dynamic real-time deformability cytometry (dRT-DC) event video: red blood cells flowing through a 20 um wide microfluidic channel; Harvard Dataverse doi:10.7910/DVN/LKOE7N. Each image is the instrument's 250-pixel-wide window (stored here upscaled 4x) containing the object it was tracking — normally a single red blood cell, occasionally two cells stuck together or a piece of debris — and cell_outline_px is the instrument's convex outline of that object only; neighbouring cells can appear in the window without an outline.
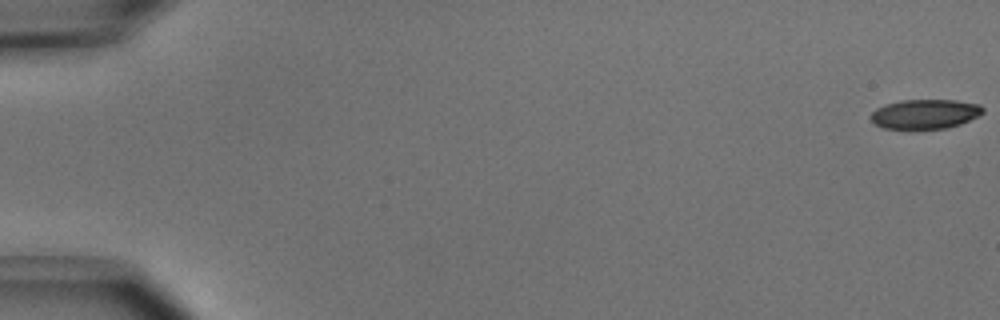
{"species": "common noctule bat (a hibernating species)", "species_latin": "Nyctalus noctula", "temperature_condition": "cold", "stored_images_in_passage": 53, "camera_frame_rate_fps": 3000, "um_per_image_px": 0.085, "animal": {"sex": "male", "body_mass_g": 15.6}, "frame": {"image": 1, "passage_image": 1, "time_ms": 0.0, "image_size_px": [1000, 320], "cell_outline_px": [[984, 112], [980, 116], [960, 124], [948, 128], [884, 128], [876, 124], [868, 116], [876, 108], [884, 104], [900, 100], [956, 100], [980, 104], [984, 108]], "centroid_in_image_um": [78.65, 9.67], "position_along_channel_um": 6.3, "area_um2": 19.36}}
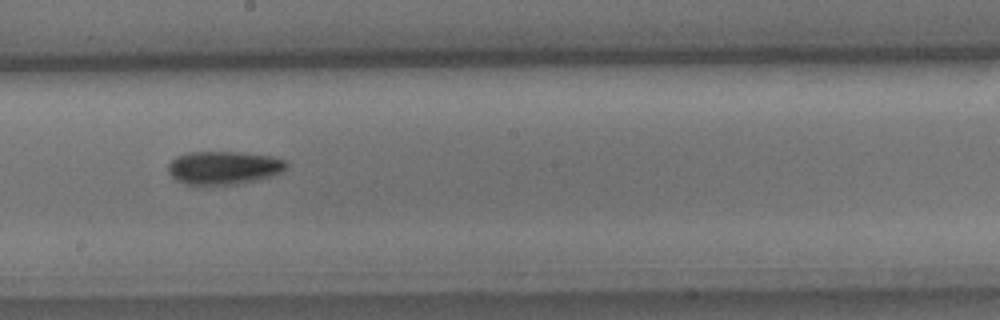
{"frame": {"image": 2, "passage_image": 30, "time_ms": 9.667, "image_size_px": [1000, 320], "cell_outline_px": [[288, 168], [272, 176], [256, 180], [236, 184], [184, 184], [176, 180], [168, 172], [168, 164], [176, 156], [188, 152], [240, 152], [272, 156], [284, 160], [288, 164]], "centroid_in_image_um": [19.02, 14.25], "position_along_channel_um": 229.2, "area_um2": 22.89}}
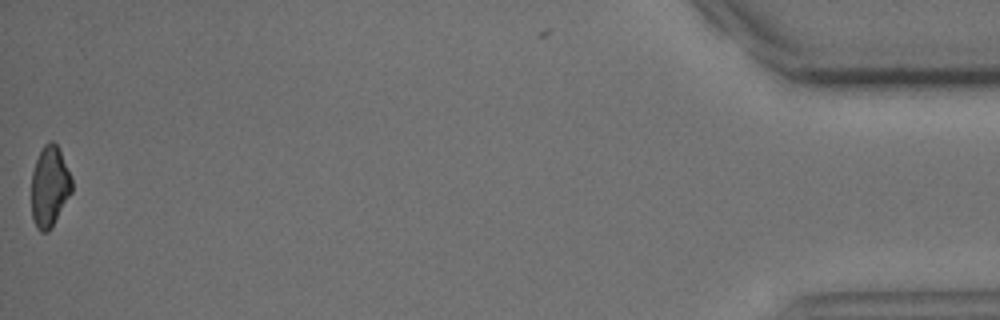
{"frame": {"image": 3, "passage_image": 52, "time_ms": 17.0, "image_size_px": [1000, 320], "cell_outline_px": [[72, 192], [48, 232], [40, 232], [36, 228], [32, 216], [32, 172], [36, 160], [44, 144], [48, 140], [52, 140], [60, 148], [72, 176]], "centroid_in_image_um": [4.23, 15.81], "position_along_channel_um": 431.0, "area_um2": 19.13}, "authors_computed_cell_mechanics": {"area_um2": 21.097, "velocity_mm_per_s": 3.9655, "shape_relaxation_time_tau1_ms": 2.4438, "shape_relaxation_time_tau2_ms": null, "deformation_change_tau1": 0.1249, "deformation_change_tau2": null}}